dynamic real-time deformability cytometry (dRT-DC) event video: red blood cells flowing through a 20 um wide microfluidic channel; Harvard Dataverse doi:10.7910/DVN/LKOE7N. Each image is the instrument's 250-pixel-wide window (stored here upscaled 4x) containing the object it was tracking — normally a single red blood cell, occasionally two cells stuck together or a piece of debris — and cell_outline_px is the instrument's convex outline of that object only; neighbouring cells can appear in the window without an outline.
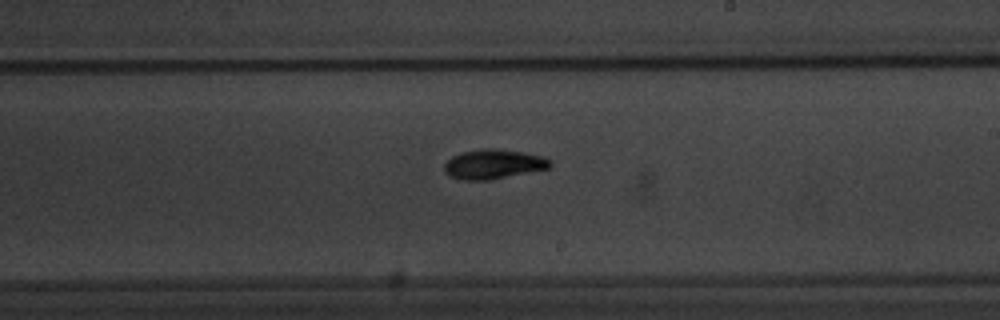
{"species": "common noctule bat (a hibernating species)", "species_latin": "Nyctalus noctula", "temperature_condition": "warm", "stored_images_in_passage": 36, "camera_frame_rate_fps": 3000, "um_per_image_px": 0.085, "animal": {"sex": "male", "body_mass_g": 20.1, "forearm_length_mm": 53.5}, "frame": {"image": 1, "passage_image": 15, "time_ms": 4.667, "image_size_px": [1000, 320], "cell_outline_px": [[552, 164], [548, 168], [488, 180], [460, 180], [448, 176], [444, 172], [444, 164], [452, 156], [460, 152], [484, 148], [496, 148], [524, 152], [544, 156], [552, 160]], "centroid_in_image_um": [41.91, 13.94], "position_along_channel_um": 247.1, "area_um2": 18.38}}
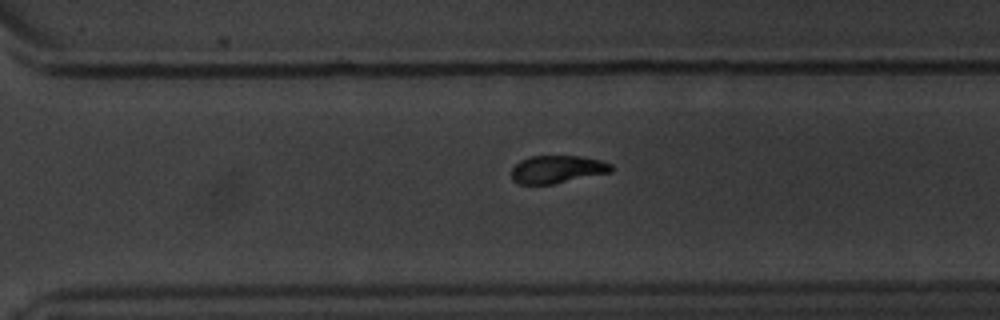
{"frame": {"image": 2, "passage_image": 21, "time_ms": 6.667, "image_size_px": [1000, 320], "cell_outline_px": [[612, 172], [552, 184], [520, 184], [512, 180], [512, 168], [520, 160], [532, 156], [580, 156], [600, 160], [612, 164]], "centroid_in_image_um": [47.36, 14.39], "position_along_channel_um": 323.2, "area_um2": 16.07}}
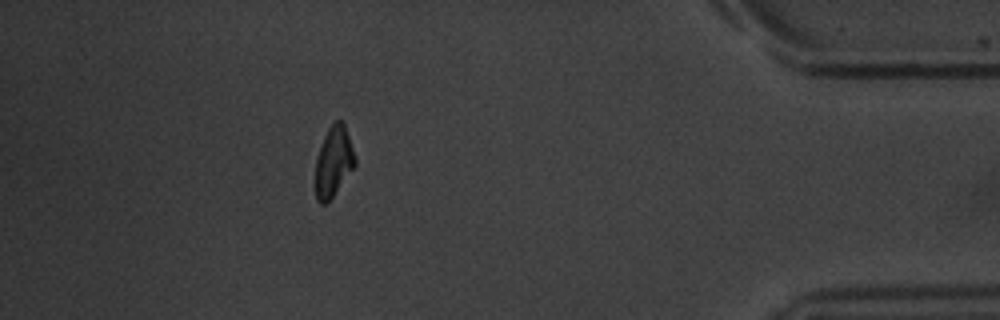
{"frame": {"image": 3, "passage_image": 31, "time_ms": 10.0, "image_size_px": [1000, 320], "cell_outline_px": [[356, 164], [332, 196], [324, 204], [320, 204], [316, 200], [316, 156], [324, 136], [328, 128], [336, 120], [340, 120], [344, 124], [356, 160]], "centroid_in_image_um": [28.33, 13.73], "position_along_channel_um": 406.9, "area_um2": 15.78}, "authors_computed_cell_mechanics": {"area_um2": 17.2244, "velocity_mm_per_s": 3.8429, "shape_relaxation_time_tau1_ms": 2.8025, "shape_relaxation_time_tau2_ms": 3.3903, "deformation_change_tau1": 0.1664, "deformation_change_tau2": 0.0771}}